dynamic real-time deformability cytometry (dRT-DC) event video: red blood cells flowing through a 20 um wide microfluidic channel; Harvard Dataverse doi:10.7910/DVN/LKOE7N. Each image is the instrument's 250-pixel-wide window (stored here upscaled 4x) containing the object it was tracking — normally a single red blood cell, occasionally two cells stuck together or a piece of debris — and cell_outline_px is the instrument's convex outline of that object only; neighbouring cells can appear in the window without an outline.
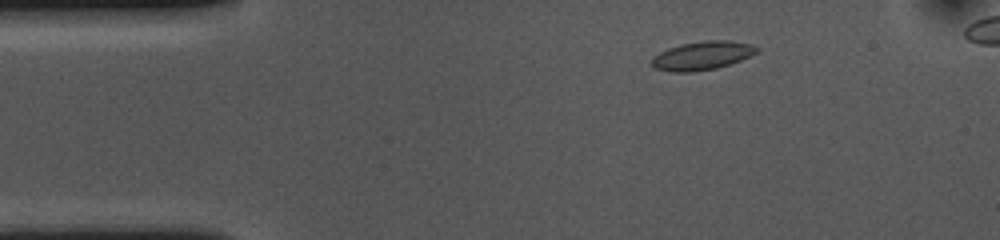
{"species": "common noctule bat (a hibernating species)", "species_latin": "Nyctalus noctula", "temperature_condition": "cold", "stored_images_in_passage": 48, "camera_frame_rate_fps": 3000, "um_per_image_px": 0.085, "animal": {"sex": "female", "body_mass_g": 10.0, "forearm_length_mm": 53.1}, "frame": {"image": 1, "passage_image": 6, "time_ms": 1.667, "image_size_px": [1000, 240], "cell_outline_px": [[760, 48], [756, 52], [740, 60], [716, 68], [692, 72], [672, 72], [656, 68], [648, 64], [652, 56], [668, 48], [680, 44], [704, 40], [728, 40], [752, 44]], "centroid_in_image_um": [59.63, 4.72], "position_along_channel_um": 25.4, "area_um2": 17.57}}
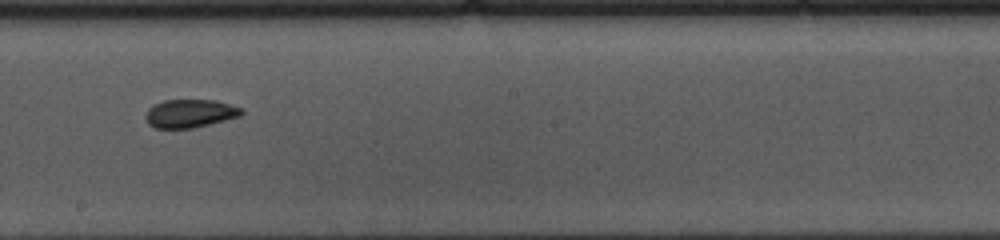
{"frame": {"image": 2, "passage_image": 27, "time_ms": 8.667, "image_size_px": [1000, 240], "cell_outline_px": [[244, 112], [240, 116], [192, 128], [156, 128], [148, 124], [144, 116], [148, 108], [152, 104], [164, 100], [216, 100], [244, 108]], "centroid_in_image_um": [16.13, 9.63], "position_along_channel_um": 232.1, "area_um2": 15.9}}
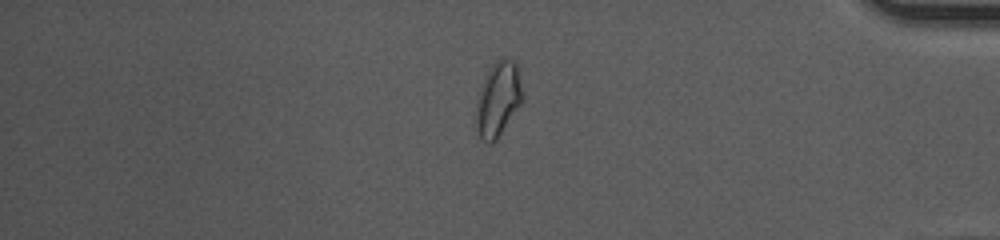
{"frame": {"image": 3, "passage_image": 43, "time_ms": 14.0, "image_size_px": [1000, 240], "cell_outline_px": [[524, 100], [496, 140], [492, 144], [488, 144], [480, 140], [476, 128], [476, 100], [480, 84], [488, 68], [500, 56], [508, 56], [516, 64]], "centroid_in_image_um": [42.31, 8.41], "position_along_channel_um": 392.9, "area_um2": 20.75}, "authors_computed_cell_mechanics": {"area_um2": 16.5019, "velocity_mm_per_s": 3.6448, "shape_relaxation_time_tau1_ms": 6.9303, "shape_relaxation_time_tau2_ms": 2.4058, "deformation_change_tau1": 0.1237, "deformation_change_tau2": 0.0622}}